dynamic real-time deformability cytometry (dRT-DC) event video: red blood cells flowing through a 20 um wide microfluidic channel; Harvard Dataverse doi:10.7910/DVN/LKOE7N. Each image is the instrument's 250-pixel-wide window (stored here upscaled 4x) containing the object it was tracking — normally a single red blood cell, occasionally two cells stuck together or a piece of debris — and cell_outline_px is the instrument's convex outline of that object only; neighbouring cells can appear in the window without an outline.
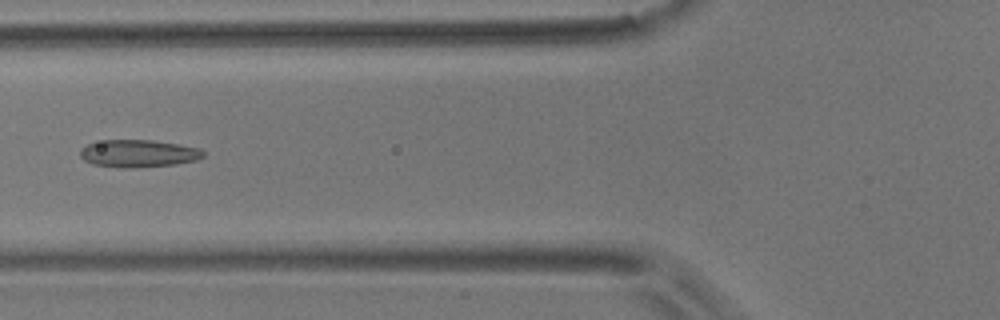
{"species": "common noctule bat (a hibernating species)", "species_latin": "Nyctalus noctula", "temperature_condition": "room temperature", "stored_images_in_passage": 6, "camera_frame_rate_fps": 3000, "um_per_image_px": 0.085, "animal": {"sex": "male", "body_mass_g": 17.9}, "frame": {"image": 1, "passage_image": 6, "time_ms": 5.667, "image_size_px": [1000, 320], "cell_outline_px": [[204, 156], [196, 160], [176, 164], [120, 168], [92, 164], [84, 160], [80, 156], [80, 148], [88, 144], [104, 140], [152, 140], [200, 148], [204, 152]], "centroid_in_image_um": [11.74, 13.04], "position_along_channel_um": 114.1, "area_um2": 19.54}}